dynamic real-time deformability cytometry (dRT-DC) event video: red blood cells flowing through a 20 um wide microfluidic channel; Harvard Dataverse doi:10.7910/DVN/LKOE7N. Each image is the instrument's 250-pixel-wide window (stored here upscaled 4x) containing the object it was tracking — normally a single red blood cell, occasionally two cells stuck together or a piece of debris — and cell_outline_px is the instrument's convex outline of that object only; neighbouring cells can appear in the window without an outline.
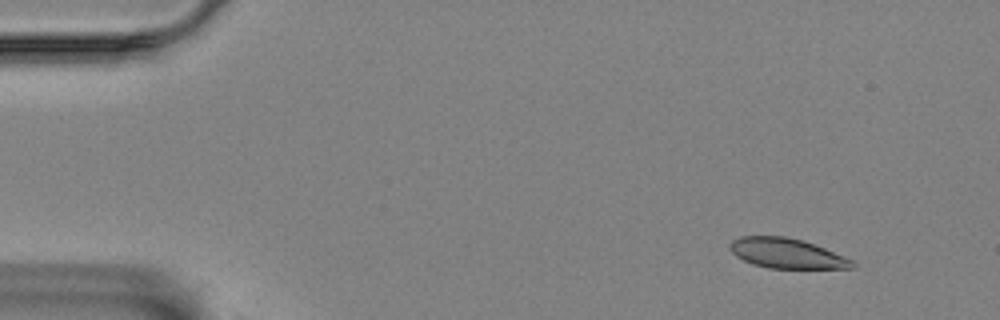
{"species": "Egyptian fruit bat (a non-hibernating species)", "species_latin": "Rousettus aegyptiacus", "temperature_condition": "room temperature", "stored_images_in_passage": 54, "segment_of_instrument_passage": [1, 2], "camera_frame_rate_fps": 3000, "um_per_image_px": 0.085, "animal": {"sex": "female"}, "frame": {"image": 1, "passage_image": 1, "time_ms": 0.0, "image_size_px": [1000, 320], "cell_outline_px": [[856, 268], [768, 268], [752, 264], [736, 256], [728, 248], [728, 244], [732, 240], [740, 236], [784, 236], [804, 240], [824, 248], [852, 260], [856, 264]], "centroid_in_image_um": [66.84, 21.53], "position_along_channel_um": 18.2, "area_um2": 21.39}}
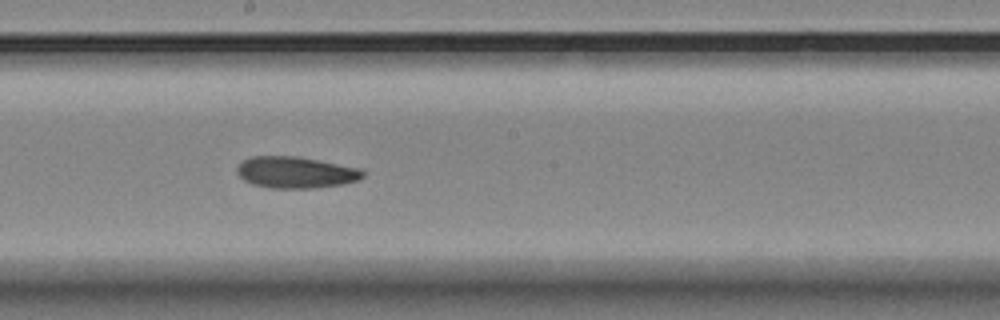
{"frame": {"image": 2, "passage_image": 27, "time_ms": 8.667, "image_size_px": [1000, 320], "cell_outline_px": [[364, 176], [360, 180], [344, 184], [316, 188], [272, 188], [252, 184], [244, 180], [236, 172], [236, 168], [244, 160], [252, 156], [296, 156], [360, 168], [364, 172]], "centroid_in_image_um": [25.15, 14.66], "position_along_channel_um": 223.0, "area_um2": 23.12}}
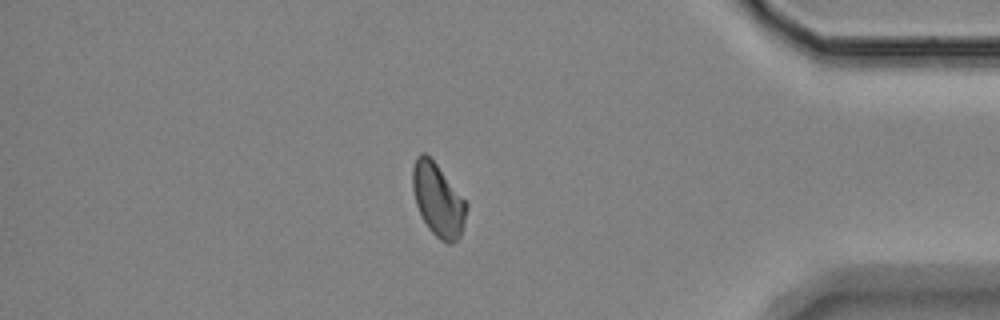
{"frame": {"image": 3, "passage_image": 45, "time_ms": 14.667, "image_size_px": [1000, 320], "cell_outline_px": [[468, 204], [464, 224], [460, 236], [452, 244], [448, 244], [440, 240], [428, 228], [416, 204], [412, 188], [412, 168], [416, 156], [420, 152], [424, 152], [436, 164]], "centroid_in_image_um": [37.22, 17.0], "position_along_channel_um": 398.0, "area_um2": 22.66}}